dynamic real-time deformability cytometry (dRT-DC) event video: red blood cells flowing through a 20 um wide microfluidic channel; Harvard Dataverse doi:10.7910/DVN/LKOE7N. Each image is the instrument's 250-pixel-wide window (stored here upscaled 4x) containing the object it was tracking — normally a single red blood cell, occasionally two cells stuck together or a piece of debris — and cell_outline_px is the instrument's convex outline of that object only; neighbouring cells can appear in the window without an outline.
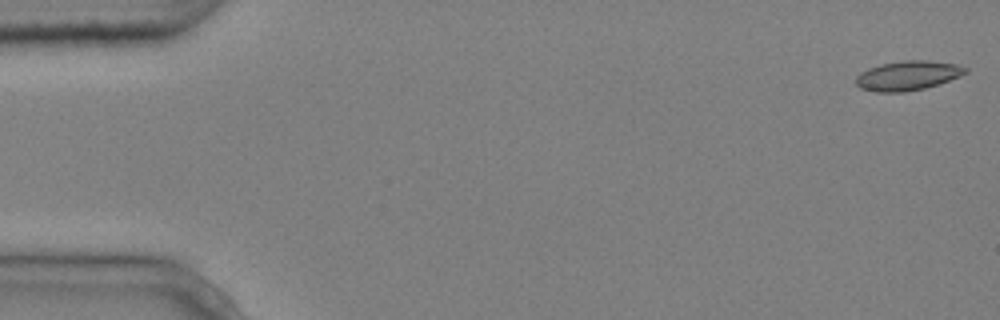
{"species": "common noctule bat (a hibernating species)", "species_latin": "Nyctalus noctula", "temperature_condition": "cold", "stored_images_in_passage": 5, "camera_frame_rate_fps": 3000, "um_per_image_px": 0.085, "animal": {"sex": "male", "body_mass_g": 20.4}, "frame": {"image": 1, "passage_image": 1, "time_ms": 0.0, "image_size_px": [1000, 320], "cell_outline_px": [[968, 72], [960, 76], [924, 88], [904, 92], [876, 92], [860, 88], [856, 84], [856, 76], [860, 72], [868, 68], [880, 64], [904, 60], [928, 60], [956, 64], [968, 68]], "centroid_in_image_um": [77.13, 6.42], "position_along_channel_um": 7.9, "area_um2": 18.79}}
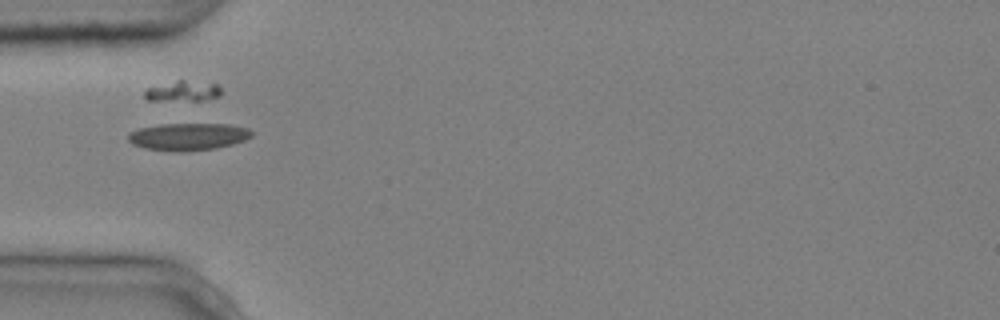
{"frame": {"image": 2, "passage_image": 5, "time_ms": 1.333, "image_size_px": [1000, 320], "cell_outline_px": [[252, 136], [244, 140], [232, 144], [216, 148], [184, 152], [176, 152], [144, 148], [132, 144], [128, 140], [128, 132], [140, 128], [160, 124], [228, 124], [248, 128], [252, 132]], "centroid_in_image_um": [15.97, 11.62], "position_along_channel_um": 69.0, "area_um2": 19.71}}